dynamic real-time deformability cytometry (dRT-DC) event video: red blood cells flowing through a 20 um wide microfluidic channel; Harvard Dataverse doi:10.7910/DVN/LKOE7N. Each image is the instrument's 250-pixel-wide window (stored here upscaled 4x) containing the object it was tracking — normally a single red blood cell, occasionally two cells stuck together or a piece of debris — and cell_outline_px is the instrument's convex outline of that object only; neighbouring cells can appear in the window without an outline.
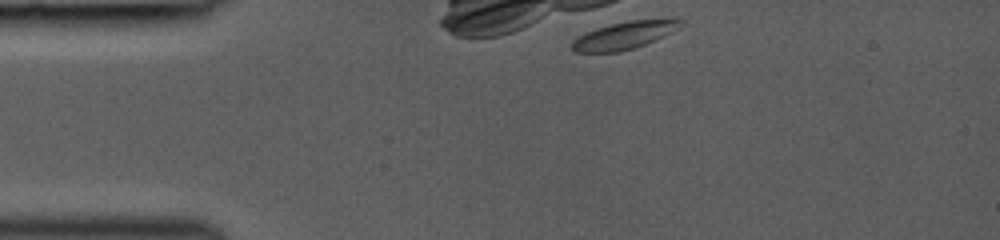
{"species": "common noctule bat (a hibernating species)", "species_latin": "Nyctalus noctula", "temperature_condition": "room temperature", "stored_images_in_passage": 1, "camera_frame_rate_fps": 3000, "um_per_image_px": 0.085, "animal": {"sex": "female", "body_mass_g": 19.0, "forearm_length_mm": 53.3}, "frame": {"image": 1, "passage_image": 1, "time_ms": 0.0, "image_size_px": [1000, 240], "cell_outline_px": [[684, 20], [664, 36], [644, 44], [620, 52], [572, 52], [568, 44], [572, 40], [596, 28], [628, 20]], "centroid_in_image_um": [52.9, 3.04], "position_along_channel_um": 32.1, "area_um2": 16.82}}